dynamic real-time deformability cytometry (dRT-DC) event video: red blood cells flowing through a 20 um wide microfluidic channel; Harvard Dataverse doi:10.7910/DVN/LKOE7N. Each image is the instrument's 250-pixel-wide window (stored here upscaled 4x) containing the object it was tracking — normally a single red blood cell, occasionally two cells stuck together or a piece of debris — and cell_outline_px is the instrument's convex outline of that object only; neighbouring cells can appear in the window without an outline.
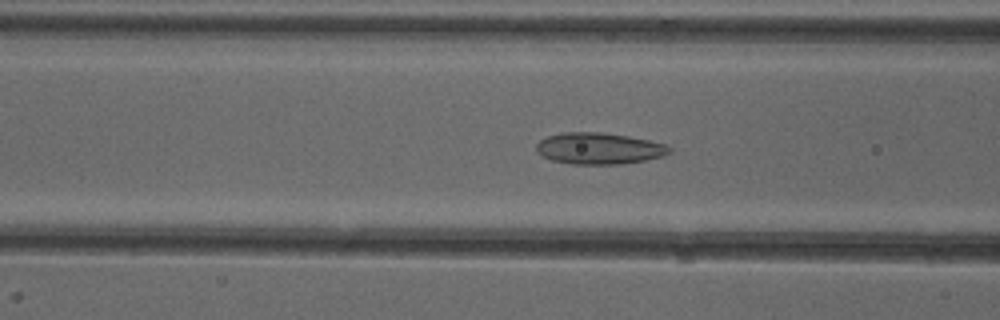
{"species": "common noctule bat (a hibernating species)", "species_latin": "Nyctalus noctula", "temperature_condition": "cold", "stored_images_in_passage": 48, "camera_frame_rate_fps": 3000, "um_per_image_px": 0.085, "animal": {"sex": "female"}, "frame": {"image": 1, "passage_image": 17, "time_ms": 5.333, "image_size_px": [1000, 320], "cell_outline_px": [[672, 152], [664, 156], [644, 160], [620, 164], [572, 164], [552, 160], [536, 152], [536, 144], [540, 140], [548, 136], [564, 132], [600, 132], [628, 136], [668, 144], [672, 148]], "centroid_in_image_um": [50.95, 12.61], "position_along_channel_um": 115.7, "area_um2": 24.45}}
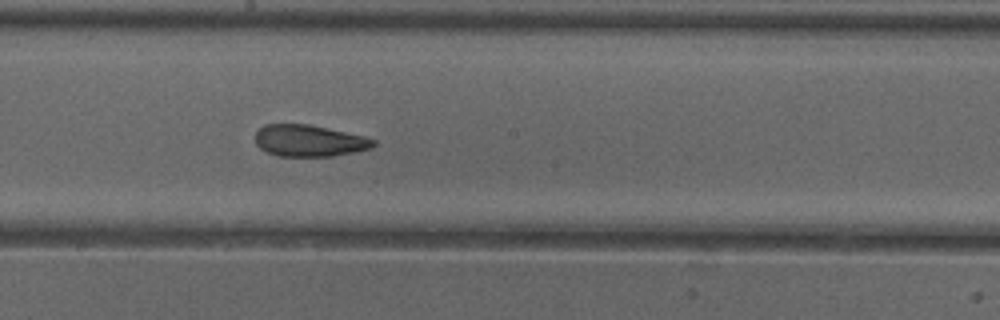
{"frame": {"image": 2, "passage_image": 25, "time_ms": 8.0, "image_size_px": [1000, 320], "cell_outline_px": [[376, 144], [372, 148], [332, 156], [276, 156], [260, 148], [256, 144], [256, 132], [264, 124], [308, 124], [364, 136], [376, 140]], "centroid_in_image_um": [26.27, 11.96], "position_along_channel_um": 221.9, "area_um2": 21.68}}
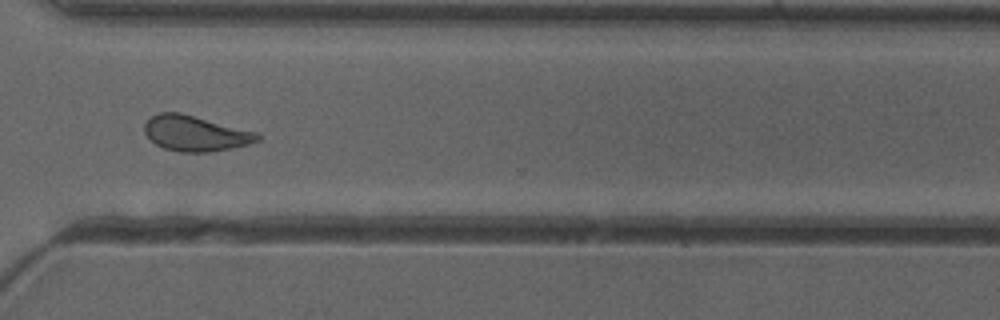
{"frame": {"image": 3, "passage_image": 35, "time_ms": 11.333, "image_size_px": [1000, 320], "cell_outline_px": [[260, 140], [248, 144], [232, 148], [208, 152], [180, 152], [164, 148], [156, 144], [144, 132], [144, 124], [152, 116], [160, 112], [180, 112], [256, 132], [260, 136]], "centroid_in_image_um": [16.6, 11.34], "position_along_channel_um": 354.0, "area_um2": 23.12}, "authors_computed_cell_mechanics": {"area_um2": 23.2067, "velocity_mm_per_s": 3.9705, "shape_relaxation_time_tau1_ms": null, "shape_relaxation_time_tau2_ms": 2.054, "deformation_change_tau1": null, "deformation_change_tau2": 0.0997}}